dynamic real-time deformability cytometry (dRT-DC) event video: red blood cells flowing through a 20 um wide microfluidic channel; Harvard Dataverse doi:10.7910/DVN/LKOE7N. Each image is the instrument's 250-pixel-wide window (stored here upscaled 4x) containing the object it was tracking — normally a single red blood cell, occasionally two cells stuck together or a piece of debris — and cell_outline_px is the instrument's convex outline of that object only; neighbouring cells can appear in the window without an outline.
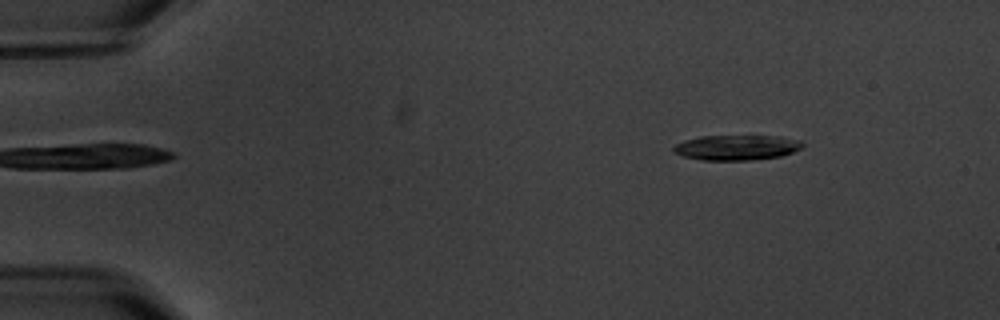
{"species": "common noctule bat (a hibernating species)", "species_latin": "Nyctalus noctula", "temperature_condition": "warm", "stored_images_in_passage": 4, "camera_frame_rate_fps": 3000, "um_per_image_px": 0.085, "animal": {"sex": "male", "body_mass_g": 20.1, "forearm_length_mm": 53.5}, "frame": {"image": 1, "passage_image": 1, "time_ms": 0.0, "image_size_px": [1000, 320], "cell_outline_px": [[804, 144], [800, 148], [792, 152], [780, 156], [752, 160], [700, 160], [684, 156], [676, 152], [672, 148], [676, 144], [684, 140], [700, 136], [780, 136], [800, 140]], "centroid_in_image_um": [62.62, 12.53], "position_along_channel_um": 22.4, "area_um2": 18.79}}
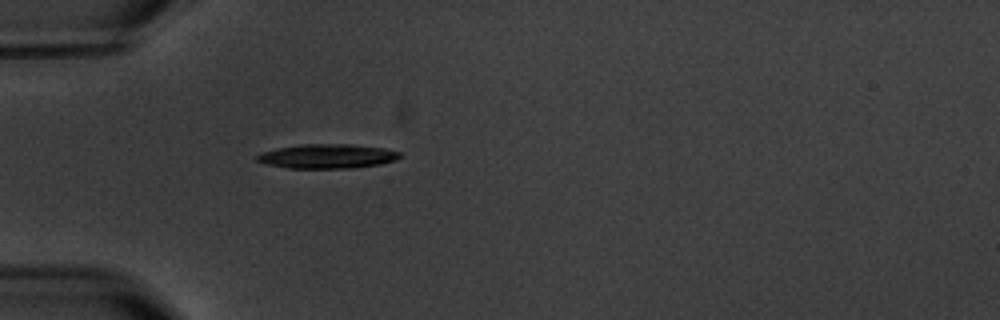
{"frame": {"image": 2, "passage_image": 4, "time_ms": 3.333, "image_size_px": [1000, 320], "cell_outline_px": [[404, 156], [396, 160], [380, 164], [352, 168], [288, 168], [268, 164], [256, 160], [256, 156], [260, 152], [276, 148], [300, 144], [348, 144], [384, 148], [400, 152]], "centroid_in_image_um": [27.83, 13.27], "position_along_channel_um": 57.2, "area_um2": 20.35}}